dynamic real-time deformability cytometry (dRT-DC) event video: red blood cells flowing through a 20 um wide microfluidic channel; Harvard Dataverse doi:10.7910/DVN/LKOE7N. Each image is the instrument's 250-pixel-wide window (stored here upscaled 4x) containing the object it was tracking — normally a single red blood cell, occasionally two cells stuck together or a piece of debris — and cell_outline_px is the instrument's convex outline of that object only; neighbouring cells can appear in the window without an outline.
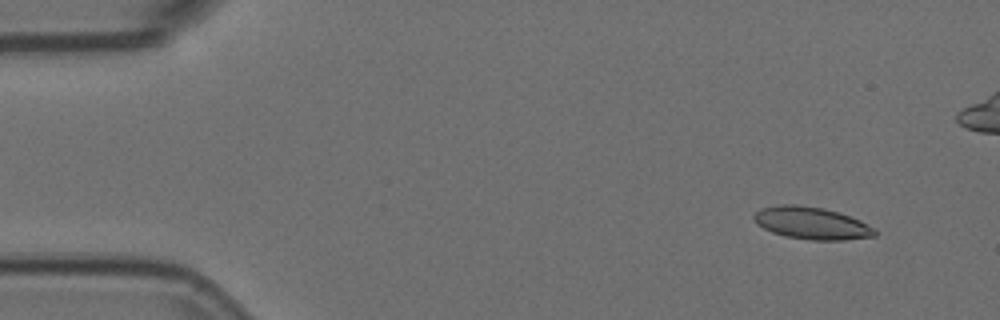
{"species": "Egyptian fruit bat (a non-hibernating species)", "species_latin": "Rousettus aegyptiacus", "temperature_condition": "room temperature", "stored_images_in_passage": 5, "camera_frame_rate_fps": 3000, "um_per_image_px": 0.085, "animal": {"sex": "female"}, "frame": {"image": 1, "passage_image": 1, "time_ms": 0.0, "image_size_px": [1000, 320], "cell_outline_px": [[876, 236], [844, 240], [812, 240], [784, 236], [772, 232], [756, 224], [752, 216], [760, 208], [780, 204], [796, 204], [824, 208], [860, 220], [872, 228], [876, 232]], "centroid_in_image_um": [68.93, 18.96], "position_along_channel_um": 16.1, "area_um2": 22.66}}
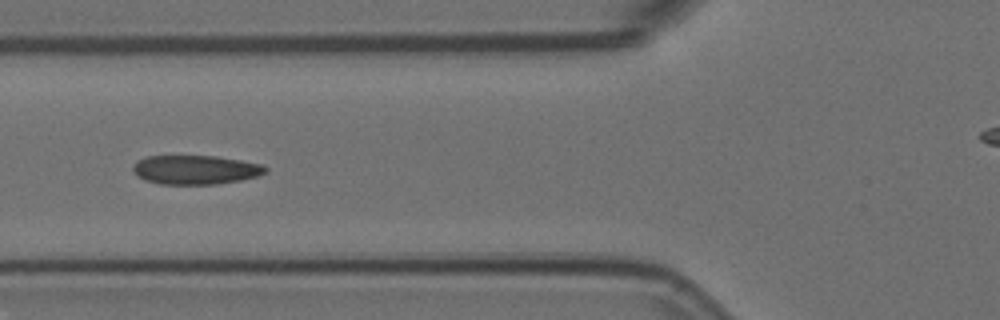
{"frame": {"image": 2, "passage_image": 5, "time_ms": 1.333, "image_size_px": [1000, 320], "cell_outline_px": [[268, 168], [264, 172], [256, 176], [240, 180], [216, 184], [160, 184], [144, 180], [136, 176], [132, 172], [132, 164], [136, 160], [148, 156], [216, 156], [264, 164]], "centroid_in_image_um": [16.55, 14.42], "position_along_channel_um": 109.2, "area_um2": 22.6}}